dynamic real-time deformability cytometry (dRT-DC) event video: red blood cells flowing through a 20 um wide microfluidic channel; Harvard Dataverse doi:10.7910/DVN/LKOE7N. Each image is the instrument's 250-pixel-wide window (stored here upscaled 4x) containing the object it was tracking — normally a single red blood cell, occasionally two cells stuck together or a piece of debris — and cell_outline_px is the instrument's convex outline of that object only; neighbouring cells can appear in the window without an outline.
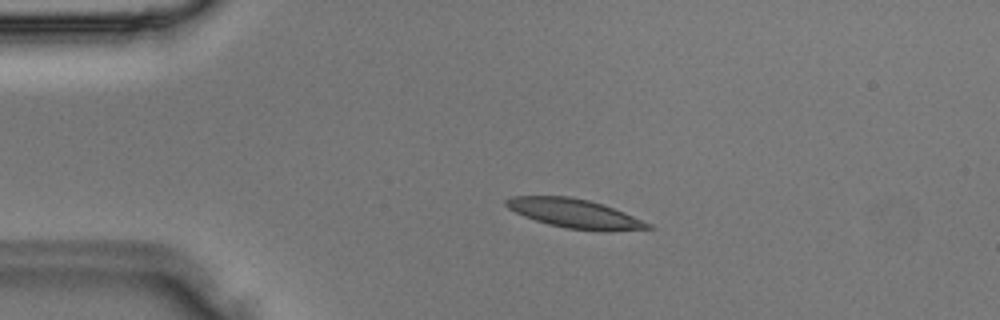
{"species": "Egyptian fruit bat (a non-hibernating species)", "species_latin": "Rousettus aegyptiacus", "temperature_condition": "room temperature", "stored_images_in_passage": 36, "camera_frame_rate_fps": 3000, "um_per_image_px": 0.085, "animal": {"sex": "male"}, "frame": {"image": 1, "passage_image": 7, "time_ms": 2.0, "image_size_px": [1000, 320], "cell_outline_px": [[656, 228], [568, 228], [548, 224], [524, 216], [508, 208], [504, 204], [504, 200], [512, 196], [568, 196], [588, 200], [604, 204], [624, 212], [652, 224]], "centroid_in_image_um": [48.72, 18.08], "position_along_channel_um": 36.3, "area_um2": 22.83}}
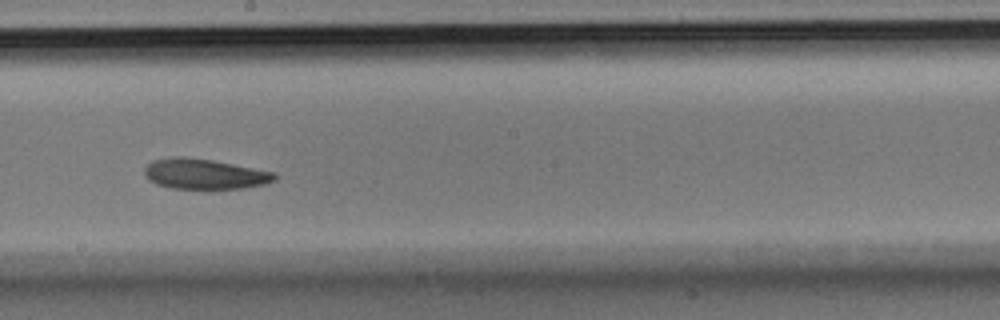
{"frame": {"image": 2, "passage_image": 20, "time_ms": 6.333, "image_size_px": [1000, 320], "cell_outline_px": [[276, 180], [264, 184], [244, 188], [172, 188], [156, 184], [148, 180], [144, 172], [144, 168], [152, 160], [172, 156], [184, 156], [212, 160], [276, 172]], "centroid_in_image_um": [17.36, 14.77], "position_along_channel_um": 230.8, "area_um2": 23.0}}
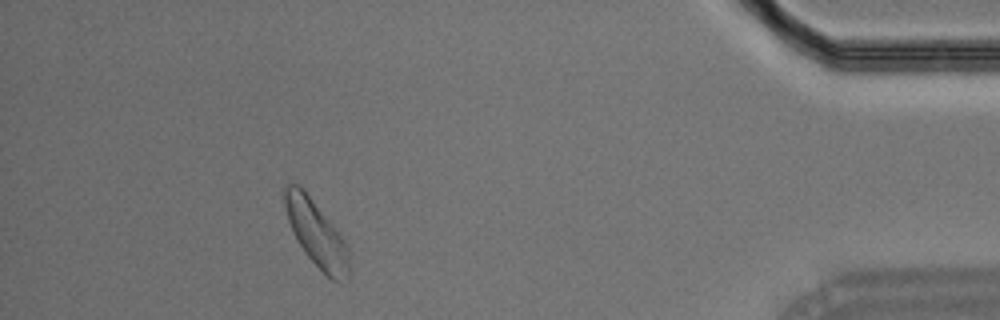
{"frame": {"image": 3, "passage_image": 33, "time_ms": 10.667, "image_size_px": [1000, 320], "cell_outline_px": [[352, 272], [348, 280], [332, 280], [304, 252], [288, 220], [280, 192], [288, 180], [300, 184], [348, 244], [352, 268]], "centroid_in_image_um": [26.9, 19.8], "position_along_channel_um": 408.3, "area_um2": 25.2}}